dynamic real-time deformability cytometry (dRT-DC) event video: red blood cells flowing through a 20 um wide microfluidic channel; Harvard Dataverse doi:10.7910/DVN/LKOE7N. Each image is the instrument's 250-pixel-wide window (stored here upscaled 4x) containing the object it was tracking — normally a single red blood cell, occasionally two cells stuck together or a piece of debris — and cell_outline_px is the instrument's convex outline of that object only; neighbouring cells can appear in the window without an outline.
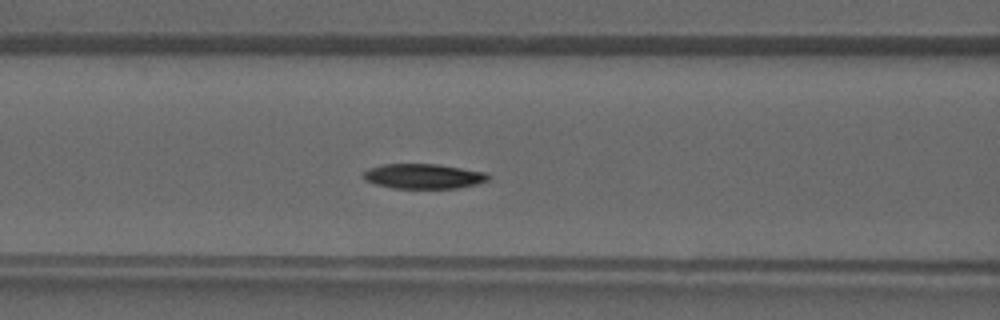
{"species": "common noctule bat (a hibernating species)", "species_latin": "Nyctalus noctula", "temperature_condition": "warm", "stored_images_in_passage": 39, "camera_frame_rate_fps": 3000, "um_per_image_px": 0.085, "animal": {"sex": "male", "forearm_length_mm": 52.5}, "frame": {"image": 1, "passage_image": 15, "time_ms": 4.667, "image_size_px": [1000, 320], "cell_outline_px": [[492, 176], [488, 180], [480, 184], [456, 188], [392, 188], [376, 184], [364, 180], [364, 172], [368, 168], [384, 164], [440, 164], [488, 172]], "centroid_in_image_um": [36.07, 14.97], "position_along_channel_um": 130.5, "area_um2": 18.38}}
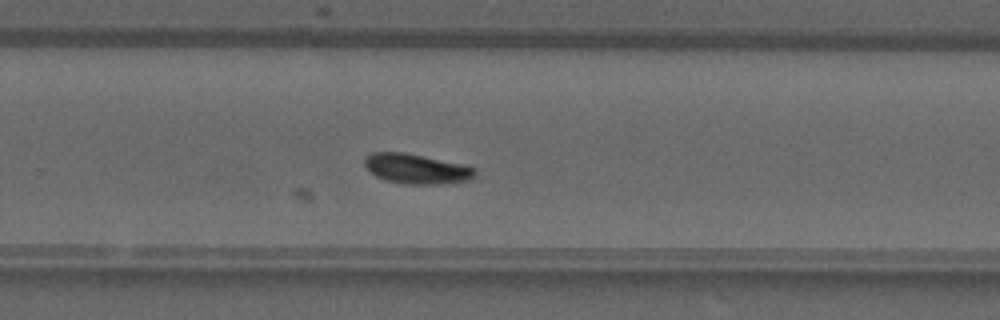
{"frame": {"image": 2, "passage_image": 25, "time_ms": 8.0, "image_size_px": [1000, 320], "cell_outline_px": [[476, 176], [468, 180], [440, 184], [404, 184], [384, 180], [376, 176], [364, 164], [364, 156], [372, 152], [404, 152], [468, 164], [476, 168]], "centroid_in_image_um": [35.44, 14.34], "position_along_channel_um": 294.4, "area_um2": 19.59}}
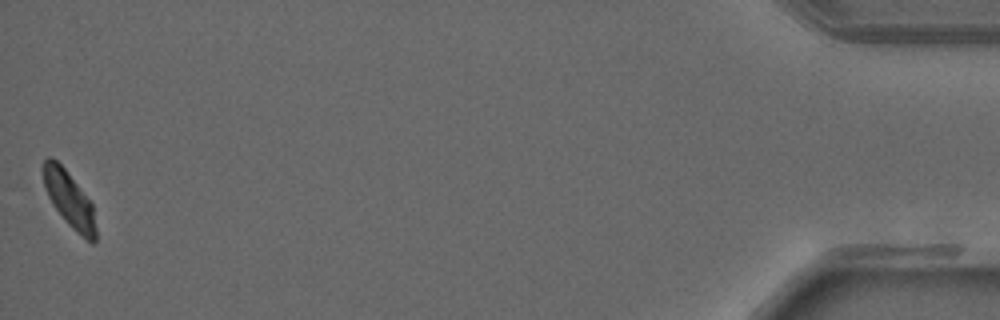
{"frame": {"image": 3, "passage_image": 39, "time_ms": 12.667, "image_size_px": [1000, 320], "cell_outline_px": [[96, 240], [92, 244], [76, 232], [68, 224], [52, 204], [48, 196], [44, 184], [44, 160], [48, 156], [52, 156], [64, 168], [92, 204], [96, 228]], "centroid_in_image_um": [5.9, 16.98], "position_along_channel_um": 429.3, "area_um2": 16.7}}